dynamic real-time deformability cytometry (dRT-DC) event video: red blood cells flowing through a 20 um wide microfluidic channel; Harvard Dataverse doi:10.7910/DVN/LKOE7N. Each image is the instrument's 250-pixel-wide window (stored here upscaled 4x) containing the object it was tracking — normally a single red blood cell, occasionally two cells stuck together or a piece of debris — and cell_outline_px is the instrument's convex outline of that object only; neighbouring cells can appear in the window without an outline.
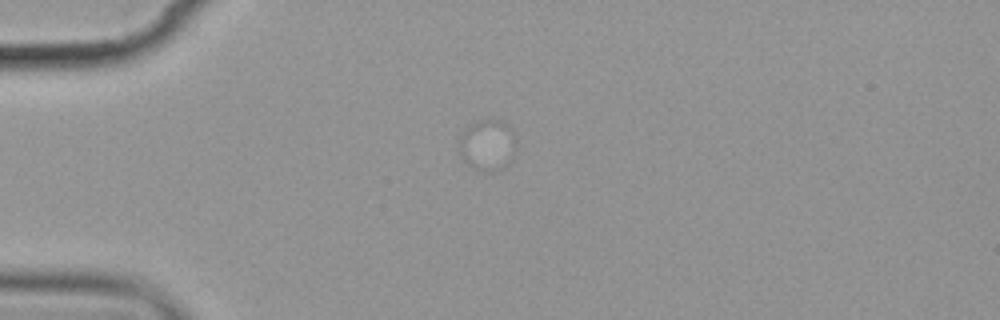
{"species": "common noctule bat (a hibernating species)", "species_latin": "Nyctalus noctula", "temperature_condition": "cold", "stored_images_in_passage": 1, "camera_frame_rate_fps": 3000, "um_per_image_px": 0.085, "animal": {"sex": "female", "body_mass_g": 19.9}, "frame": {"image": 1, "passage_image": 1, "time_ms": 0.0, "image_size_px": [1000, 320], "cell_outline_px": [[516, 140], [472, 164], [468, 164], [460, 156], [460, 136], [472, 124], [480, 120], [500, 120], [508, 124]], "centroid_in_image_um": [41.18, 11.87], "position_along_channel_um": 43.8, "area_um2": 11.96}}